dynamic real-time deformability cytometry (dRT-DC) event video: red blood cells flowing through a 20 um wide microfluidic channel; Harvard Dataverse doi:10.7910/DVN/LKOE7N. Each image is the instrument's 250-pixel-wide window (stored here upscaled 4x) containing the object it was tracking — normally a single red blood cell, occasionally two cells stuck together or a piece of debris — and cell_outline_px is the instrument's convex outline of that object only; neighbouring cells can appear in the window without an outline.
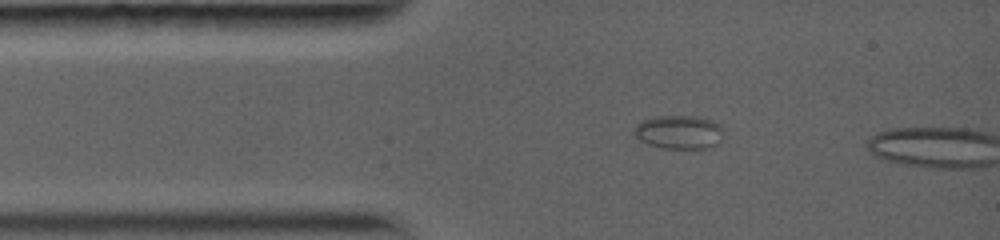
{"species": "common noctule bat (a hibernating species)", "species_latin": "Nyctalus noctula", "temperature_condition": "warm", "stored_images_in_passage": 2, "camera_frame_rate_fps": 5000, "um_per_image_px": 0.085, "animal": {"sex": "female", "body_mass_g": 19.0, "forearm_length_mm": 56.7}, "frame": {"image": 1, "passage_image": 1, "time_ms": 0.0, "image_size_px": [1000, 240], "cell_outline_px": [[720, 140], [716, 144], [704, 148], [660, 148], [648, 144], [640, 140], [632, 132], [632, 128], [640, 120], [652, 116], [696, 116], [712, 120], [720, 124]], "centroid_in_image_um": [57.62, 11.21], "position_along_channel_um": 27.4, "area_um2": 17.57}}